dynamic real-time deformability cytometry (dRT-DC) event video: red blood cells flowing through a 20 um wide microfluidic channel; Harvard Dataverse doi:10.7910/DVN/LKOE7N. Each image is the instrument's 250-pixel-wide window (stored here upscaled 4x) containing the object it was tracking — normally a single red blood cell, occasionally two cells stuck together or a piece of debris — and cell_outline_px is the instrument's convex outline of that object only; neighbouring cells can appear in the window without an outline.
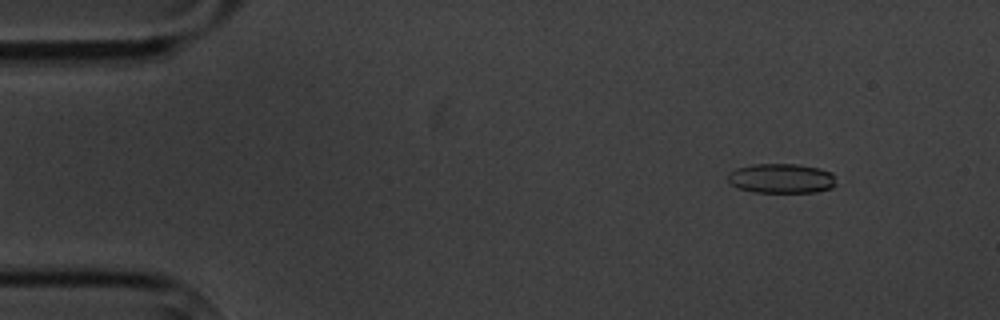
{"species": "common noctule bat (a hibernating species)", "species_latin": "Nyctalus noctula", "temperature_condition": "cold", "stored_images_in_passage": 5, "camera_frame_rate_fps": 3000, "um_per_image_px": 0.085, "animal": {"sex": "male", "body_mass_g": 20.1, "forearm_length_mm": 53.5}, "frame": {"image": 1, "passage_image": 2, "time_ms": 1.333, "image_size_px": [1000, 320], "cell_outline_px": [[836, 184], [832, 188], [816, 192], [752, 192], [740, 188], [732, 184], [728, 180], [728, 172], [736, 168], [752, 164], [796, 164], [820, 168], [832, 172], [836, 176]], "centroid_in_image_um": [66.45, 15.16], "position_along_channel_um": 18.5, "area_um2": 18.9}}
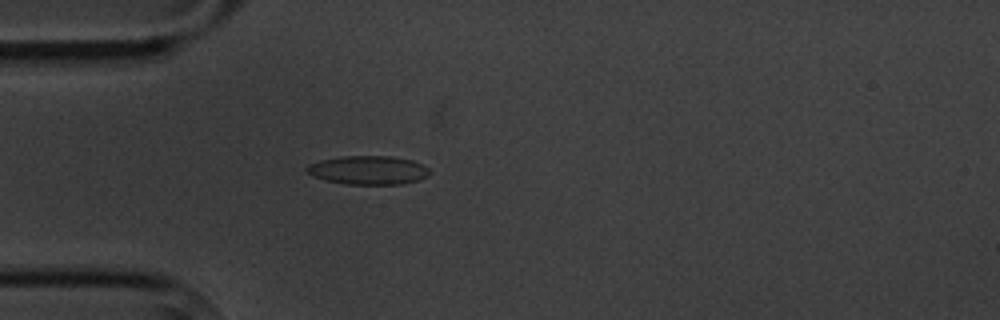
{"frame": {"image": 2, "passage_image": 5, "time_ms": 4.667, "image_size_px": [1000, 320], "cell_outline_px": [[432, 172], [428, 176], [420, 180], [400, 184], [344, 184], [324, 180], [312, 176], [304, 168], [308, 164], [320, 160], [340, 156], [392, 156], [412, 160], [428, 168]], "centroid_in_image_um": [31.29, 14.46], "position_along_channel_um": 53.7, "area_um2": 20.75}}